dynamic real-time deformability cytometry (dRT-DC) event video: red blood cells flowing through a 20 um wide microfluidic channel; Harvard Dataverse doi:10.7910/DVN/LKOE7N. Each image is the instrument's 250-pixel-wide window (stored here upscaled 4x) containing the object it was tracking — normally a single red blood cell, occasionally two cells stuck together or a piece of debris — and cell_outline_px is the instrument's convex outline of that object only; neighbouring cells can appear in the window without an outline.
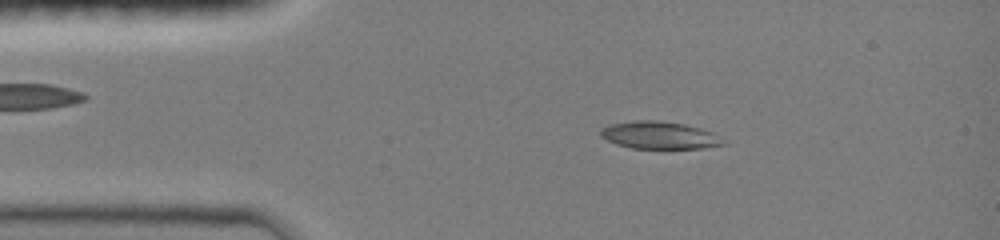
{"species": "common noctule bat (a hibernating species)", "species_latin": "Nyctalus noctula", "temperature_condition": "room temperature", "stored_images_in_passage": 46, "camera_frame_rate_fps": 3000, "um_per_image_px": 0.085, "animal": {"sex": "female", "body_mass_g": 19.0, "forearm_length_mm": 51.5}, "frame": {"image": 1, "passage_image": 7, "time_ms": 2.0, "image_size_px": [1000, 240], "cell_outline_px": [[728, 144], [704, 148], [632, 148], [616, 144], [600, 136], [600, 128], [608, 124], [636, 120], [660, 120], [684, 124], [700, 128], [712, 132]], "centroid_in_image_um": [56.02, 11.49], "position_along_channel_um": 29.0, "area_um2": 19.65}}
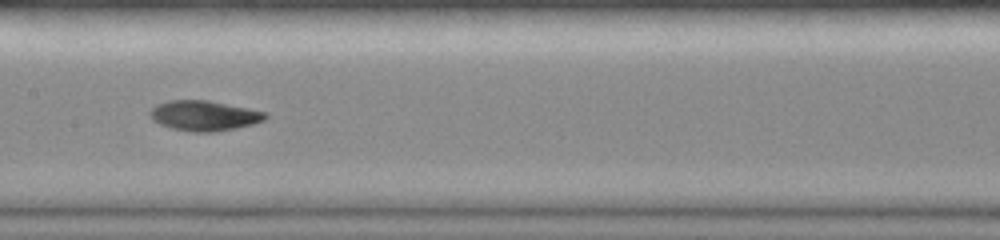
{"frame": {"image": 2, "passage_image": 22, "time_ms": 7.0, "image_size_px": [1000, 240], "cell_outline_px": [[268, 116], [264, 120], [252, 124], [236, 128], [212, 132], [192, 132], [172, 128], [160, 124], [152, 120], [148, 112], [156, 104], [168, 100], [208, 100], [268, 112]], "centroid_in_image_um": [17.34, 9.82], "position_along_channel_um": 190.1, "area_um2": 20.35}}
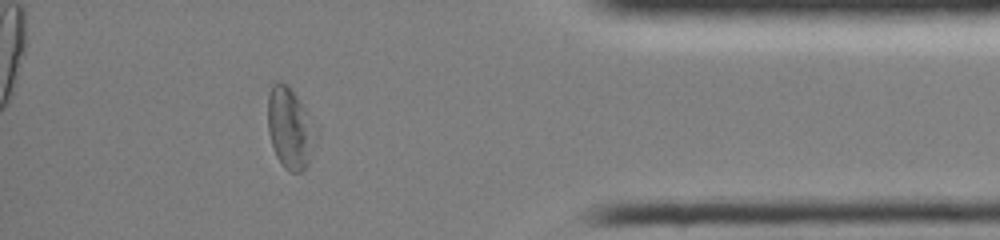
{"frame": {"image": 3, "passage_image": 40, "time_ms": 13.0, "image_size_px": [1000, 240], "cell_outline_px": [[320, 132], [308, 160], [304, 168], [300, 172], [288, 172], [284, 168], [276, 156], [268, 132], [268, 96], [272, 84], [288, 84], [292, 88], [320, 128]], "centroid_in_image_um": [24.7, 10.88], "position_along_channel_um": 410.5, "area_um2": 23.18}, "authors_computed_cell_mechanics": {"area_um2": 20.0277, "velocity_mm_per_s": 4.0448, "shape_relaxation_time_tau1_ms": 4.6951, "shape_relaxation_time_tau2_ms": 3.8241, "deformation_change_tau1": 0.1837, "deformation_change_tau2": 0.0892}}